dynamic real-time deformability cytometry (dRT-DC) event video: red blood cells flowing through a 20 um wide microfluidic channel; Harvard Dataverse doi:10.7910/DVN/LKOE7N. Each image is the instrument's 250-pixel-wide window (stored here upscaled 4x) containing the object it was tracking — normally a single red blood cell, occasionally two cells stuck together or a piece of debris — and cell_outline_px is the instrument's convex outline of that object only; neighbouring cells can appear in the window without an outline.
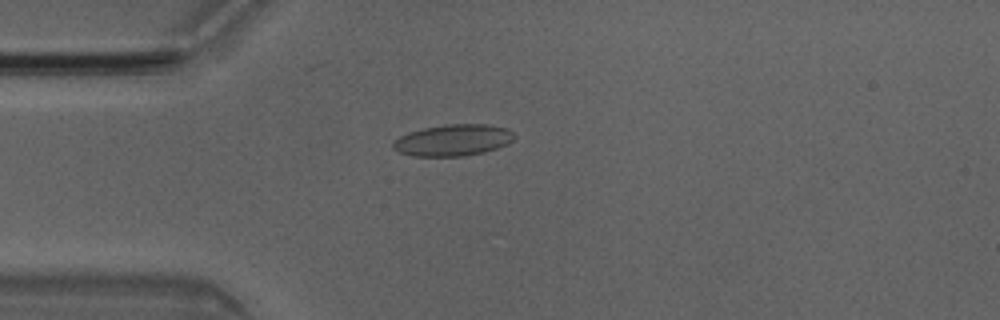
{"species": "Egyptian fruit bat (a non-hibernating species)", "species_latin": "Rousettus aegyptiacus", "temperature_condition": "room temperature", "stored_images_in_passage": 11, "camera_frame_rate_fps": 3000, "um_per_image_px": 0.085, "animal": {"sex": "male"}, "frame": {"image": 1, "passage_image": 1, "time_ms": 0.0, "image_size_px": [1000, 320], "cell_outline_px": [[516, 136], [508, 144], [484, 152], [464, 156], [412, 156], [400, 152], [392, 148], [392, 140], [408, 132], [424, 128], [444, 124], [488, 124], [508, 128]], "centroid_in_image_um": [38.5, 11.91], "position_along_channel_um": 46.5, "area_um2": 22.43}}